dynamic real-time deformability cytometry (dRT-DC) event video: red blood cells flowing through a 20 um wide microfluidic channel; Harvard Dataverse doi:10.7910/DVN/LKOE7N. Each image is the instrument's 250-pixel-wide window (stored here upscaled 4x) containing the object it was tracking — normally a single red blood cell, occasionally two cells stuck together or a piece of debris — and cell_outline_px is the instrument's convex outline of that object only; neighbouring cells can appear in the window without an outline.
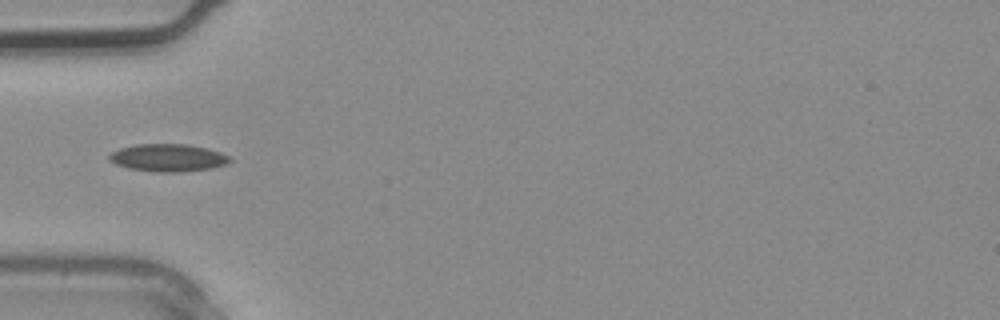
{"species": "common noctule bat (a hibernating species)", "species_latin": "Nyctalus noctula", "temperature_condition": "warm", "stored_images_in_passage": 1, "camera_frame_rate_fps": 3000, "um_per_image_px": 0.085, "animal": {"sex": "male", "body_mass_g": 20.4}, "frame": {"image": 1, "passage_image": 1, "time_ms": 0.0, "image_size_px": [1000, 320], "cell_outline_px": [[232, 160], [224, 164], [212, 168], [180, 172], [156, 172], [128, 168], [116, 164], [108, 160], [108, 156], [112, 152], [120, 148], [136, 144], [188, 144], [208, 148], [232, 156]], "centroid_in_image_um": [14.29, 13.4], "position_along_channel_um": 70.7, "area_um2": 19.48}}